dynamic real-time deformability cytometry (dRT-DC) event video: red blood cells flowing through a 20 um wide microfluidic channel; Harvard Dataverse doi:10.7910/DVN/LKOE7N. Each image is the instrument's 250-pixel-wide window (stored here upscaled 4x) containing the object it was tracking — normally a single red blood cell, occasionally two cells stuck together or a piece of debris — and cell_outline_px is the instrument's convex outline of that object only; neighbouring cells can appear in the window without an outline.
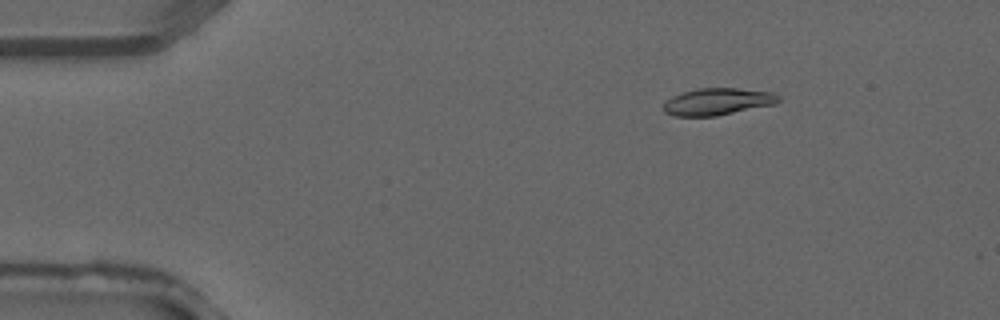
{"species": "common noctule bat (a hibernating species)", "species_latin": "Nyctalus noctula", "temperature_condition": "warm", "stored_images_in_passage": 3, "camera_frame_rate_fps": 3000, "um_per_image_px": 0.085, "animal": {"sex": "male", "forearm_length_mm": 52.5}, "frame": {"image": 1, "passage_image": 2, "time_ms": 0.333, "image_size_px": [1000, 320], "cell_outline_px": [[780, 100], [776, 104], [716, 116], [672, 116], [664, 112], [664, 104], [672, 96], [696, 88], [736, 88], [772, 92], [780, 96]], "centroid_in_image_um": [61.01, 8.64], "position_along_channel_um": 24.0, "area_um2": 18.09}}
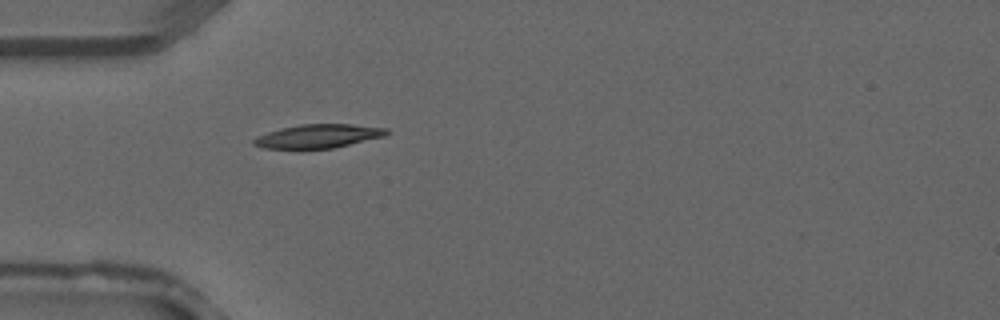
{"frame": {"image": 2, "passage_image": 3, "time_ms": 0.667, "image_size_px": [1000, 320], "cell_outline_px": [[392, 132], [388, 136], [332, 148], [300, 152], [264, 148], [252, 144], [252, 140], [256, 136], [280, 128], [300, 124], [352, 124], [388, 128]], "centroid_in_image_um": [27.03, 11.62], "position_along_channel_um": 58.0, "area_um2": 19.48}}